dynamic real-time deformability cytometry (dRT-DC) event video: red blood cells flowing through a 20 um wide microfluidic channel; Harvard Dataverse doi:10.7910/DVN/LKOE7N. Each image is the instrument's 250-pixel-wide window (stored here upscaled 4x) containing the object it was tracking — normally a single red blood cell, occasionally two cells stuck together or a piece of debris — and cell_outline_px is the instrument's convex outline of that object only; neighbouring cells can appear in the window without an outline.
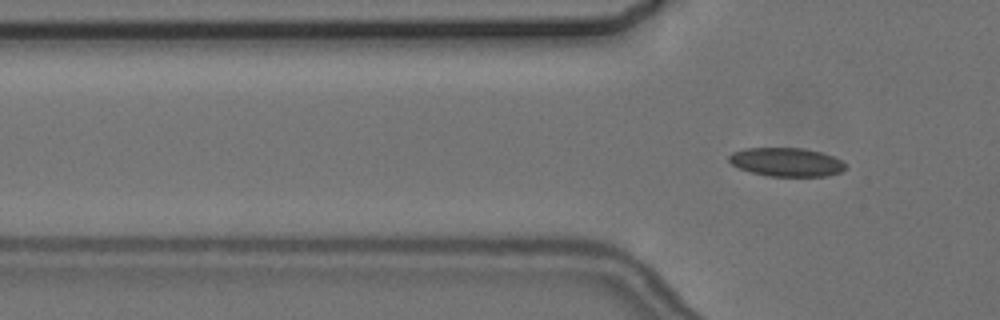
{"species": "common noctule bat (a hibernating species)", "species_latin": "Nyctalus noctula", "temperature_condition": "cold", "stored_images_in_passage": 4, "camera_frame_rate_fps": 3000, "um_per_image_px": 0.085, "animal": {"sex": "female", "body_mass_g": 24.6, "forearm_length_mm": 56.2}, "frame": {"image": 1, "passage_image": 4, "time_ms": 3.333, "image_size_px": [1000, 320], "cell_outline_px": [[848, 168], [840, 172], [828, 176], [768, 176], [752, 172], [740, 168], [732, 164], [728, 160], [728, 156], [732, 152], [744, 148], [804, 148], [820, 152], [832, 156], [840, 160]], "centroid_in_image_um": [66.84, 13.77], "position_along_channel_um": 59.0, "area_um2": 19.42}}